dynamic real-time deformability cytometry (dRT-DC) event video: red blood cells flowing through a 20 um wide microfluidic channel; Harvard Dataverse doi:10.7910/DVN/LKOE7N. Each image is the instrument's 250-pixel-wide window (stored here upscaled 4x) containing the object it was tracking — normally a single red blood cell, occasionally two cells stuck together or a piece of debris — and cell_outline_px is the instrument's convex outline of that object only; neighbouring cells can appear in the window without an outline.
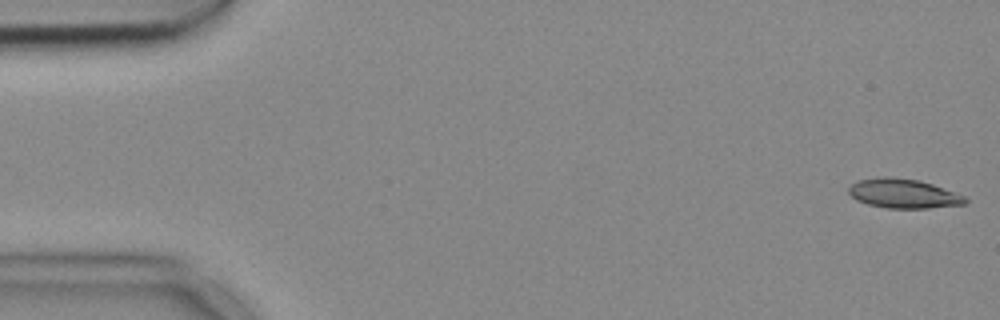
{"species": "common noctule bat (a hibernating species)", "species_latin": "Nyctalus noctula", "temperature_condition": "cold", "stored_images_in_passage": 9, "camera_frame_rate_fps": 3000, "um_per_image_px": 0.085, "animal": {"sex": "female", "body_mass_g": 18.4}, "frame": {"image": 1, "passage_image": 1, "time_ms": 0.0, "image_size_px": [1000, 320], "cell_outline_px": [[968, 200], [964, 204], [928, 208], [888, 208], [868, 204], [856, 200], [848, 192], [848, 188], [852, 184], [860, 180], [884, 176], [892, 176], [920, 180], [932, 184], [964, 196]], "centroid_in_image_um": [76.77, 16.44], "position_along_channel_um": 8.2, "area_um2": 19.77}}